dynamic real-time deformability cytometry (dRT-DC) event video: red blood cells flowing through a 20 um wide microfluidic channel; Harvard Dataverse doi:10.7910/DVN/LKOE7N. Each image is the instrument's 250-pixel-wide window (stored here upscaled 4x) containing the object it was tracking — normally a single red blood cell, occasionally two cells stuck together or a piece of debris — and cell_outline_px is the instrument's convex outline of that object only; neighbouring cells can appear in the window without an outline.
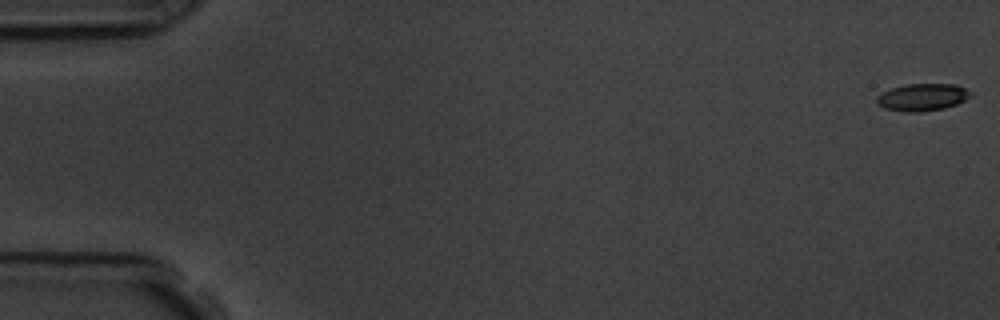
{"species": "common noctule bat (a hibernating species)", "species_latin": "Nyctalus noctula", "temperature_condition": "room temperature", "stored_images_in_passage": 57, "camera_frame_rate_fps": 3000, "um_per_image_px": 0.085, "animal": {"sex": "male", "body_mass_g": 19.5, "forearm_length_mm": 54.6}, "frame": {"image": 1, "passage_image": 1, "time_ms": 0.0, "image_size_px": [1000, 320], "cell_outline_px": [[972, 92], [964, 100], [956, 104], [944, 108], [920, 112], [904, 112], [884, 108], [876, 100], [876, 96], [892, 88], [904, 84], [956, 84]], "centroid_in_image_um": [78.39, 8.26], "position_along_channel_um": 6.6, "area_um2": 14.74}}
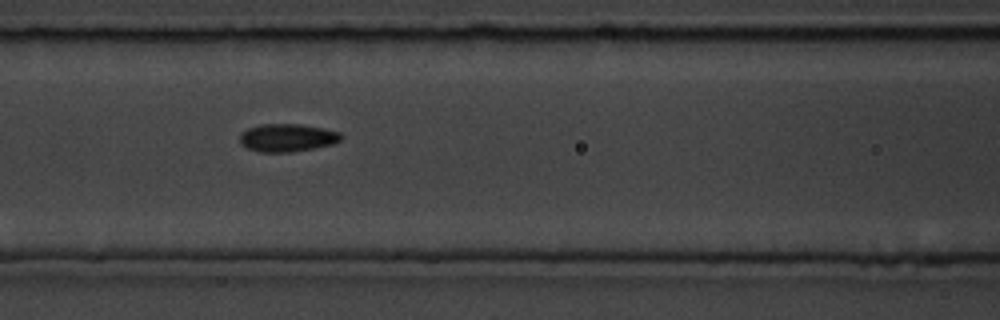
{"frame": {"image": 2, "passage_image": 25, "time_ms": 8.0, "image_size_px": [1000, 320], "cell_outline_px": [[344, 136], [340, 140], [332, 144], [316, 148], [292, 152], [260, 152], [248, 148], [240, 144], [240, 132], [248, 128], [260, 124], [300, 124], [324, 128], [340, 132]], "centroid_in_image_um": [24.42, 11.7], "position_along_channel_um": 142.2, "area_um2": 16.65}}
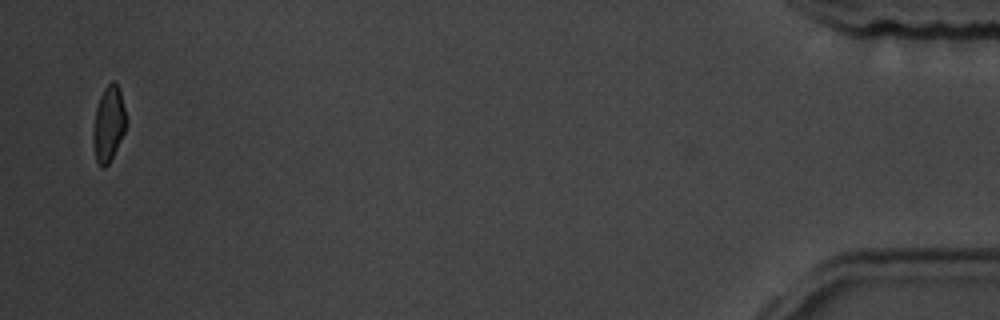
{"frame": {"image": 3, "passage_image": 56, "time_ms": 18.333, "image_size_px": [1000, 320], "cell_outline_px": [[128, 124], [108, 164], [104, 168], [100, 168], [96, 160], [92, 140], [92, 128], [96, 108], [100, 96], [104, 88], [112, 80], [120, 88], [128, 120]], "centroid_in_image_um": [9.23, 10.51], "position_along_channel_um": 426.0, "area_um2": 14.8}, "authors_computed_cell_mechanics": {"area_um2": 15.7216, "velocity_mm_per_s": 3.6056, "shape_relaxation_time_tau1_ms": 7.9151, "shape_relaxation_time_tau2_ms": 2.0907, "deformation_change_tau1": 0.1425, "deformation_change_tau2": 0.0757}}